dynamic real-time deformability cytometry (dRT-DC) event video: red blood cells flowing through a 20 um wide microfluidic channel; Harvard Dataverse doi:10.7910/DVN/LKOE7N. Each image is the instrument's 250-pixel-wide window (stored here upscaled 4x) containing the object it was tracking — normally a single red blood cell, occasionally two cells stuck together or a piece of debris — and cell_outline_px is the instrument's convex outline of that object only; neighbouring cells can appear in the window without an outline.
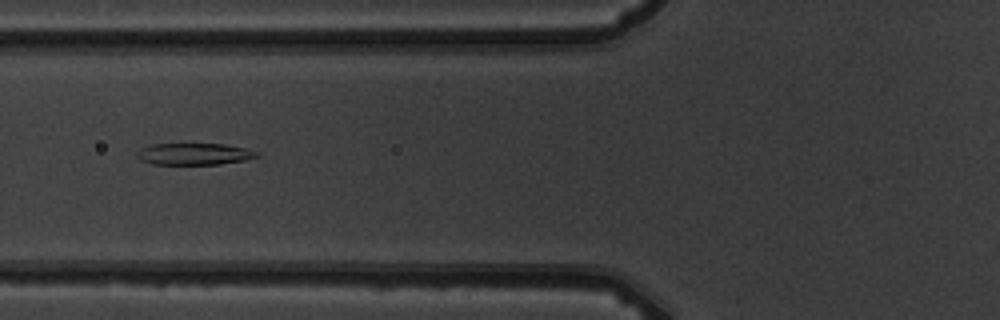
{"species": "common noctule bat (a hibernating species)", "species_latin": "Nyctalus noctula", "temperature_condition": "warm", "stored_images_in_passage": 9, "camera_frame_rate_fps": 3000, "um_per_image_px": 0.085, "animal": {"sex": "male", "body_mass_g": 19.5, "forearm_length_mm": 54.6}, "frame": {"image": 1, "passage_image": 6, "time_ms": 6.333, "image_size_px": [1000, 320], "cell_outline_px": [[260, 156], [244, 160], [220, 164], [152, 164], [140, 160], [136, 156], [136, 152], [140, 148], [152, 144], [224, 144], [244, 148], [260, 152]], "centroid_in_image_um": [16.49, 13.09], "position_along_channel_um": 109.3, "area_um2": 15.2}}
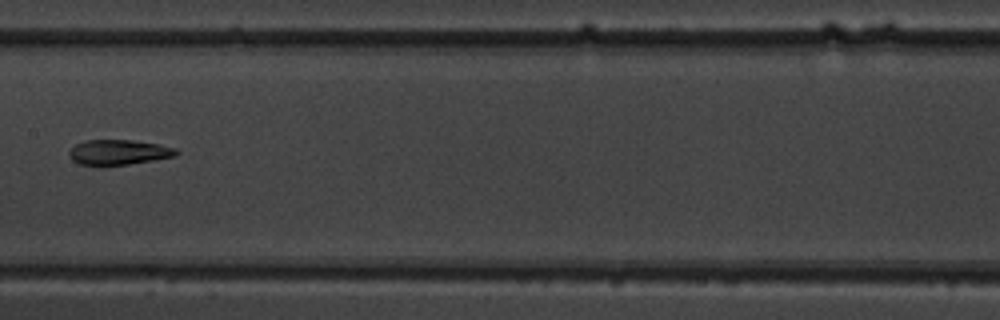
{"frame": {"image": 2, "passage_image": 8, "time_ms": 8.667, "image_size_px": [1000, 320], "cell_outline_px": [[180, 152], [176, 156], [128, 164], [80, 164], [72, 160], [68, 156], [68, 152], [76, 144], [88, 140], [132, 140], [156, 144], [176, 148]], "centroid_in_image_um": [10.1, 12.93], "position_along_channel_um": 197.3, "area_um2": 15.32}}
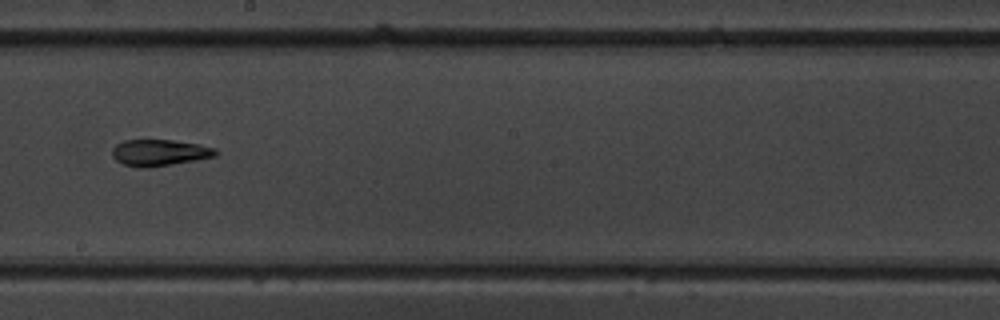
{"frame": {"image": 3, "passage_image": 9, "time_ms": 9.667, "image_size_px": [1000, 320], "cell_outline_px": [[220, 152], [216, 156], [172, 164], [148, 168], [144, 168], [124, 164], [116, 160], [112, 156], [112, 148], [116, 144], [124, 140], [172, 140], [200, 144], [216, 148]], "centroid_in_image_um": [13.58, 12.97], "position_along_channel_um": 234.6, "area_um2": 15.95}}